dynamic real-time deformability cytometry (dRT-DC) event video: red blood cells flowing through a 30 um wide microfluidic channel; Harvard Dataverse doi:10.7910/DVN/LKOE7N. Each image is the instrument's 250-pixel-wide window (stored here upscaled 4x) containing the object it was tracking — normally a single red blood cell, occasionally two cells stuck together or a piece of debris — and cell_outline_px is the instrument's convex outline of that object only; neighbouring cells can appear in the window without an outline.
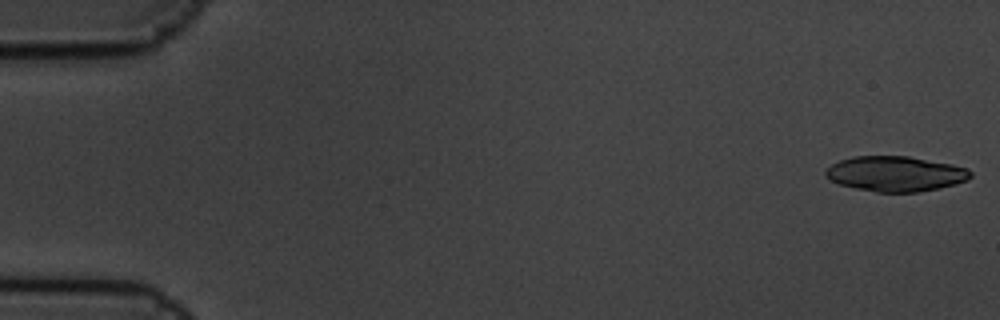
{"species": "common noctule bat (a hibernating species)", "species_latin": "Nyctalus noctula", "temperature_condition": "cold", "stored_images_in_passage": 17, "camera_frame_rate_fps": 3000, "um_per_image_px": 0.085, "animal": {"sex": "male", "body_mass_g": 19.5, "forearm_length_mm": 54.6}, "frame": {"image": 1, "passage_image": 1, "time_ms": 0.0, "image_size_px": [1000, 320], "cell_outline_px": [[972, 176], [968, 180], [940, 188], [916, 192], [876, 192], [856, 188], [840, 184], [832, 180], [824, 172], [832, 164], [840, 160], [852, 156], [908, 156], [952, 164], [968, 168], [972, 172]], "centroid_in_image_um": [76.16, 14.76], "position_along_channel_um": 8.8, "area_um2": 29.59}}
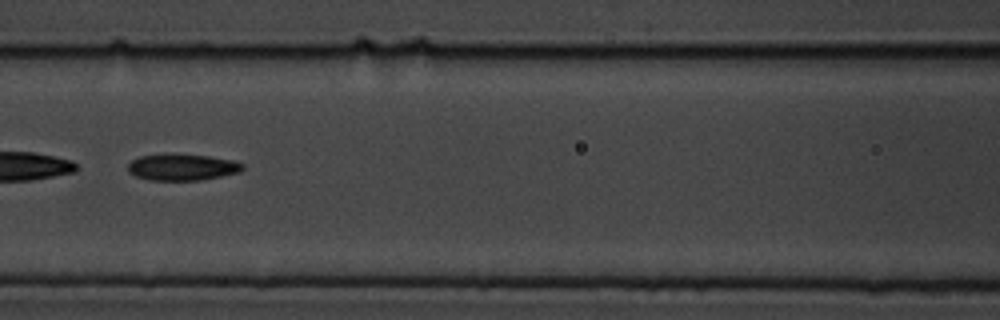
{"frame": {"image": 2, "passage_image": 8, "time_ms": 2.333, "image_size_px": [1000, 320], "cell_outline_px": [[244, 168], [240, 172], [220, 176], [196, 180], [152, 180], [136, 176], [128, 172], [128, 164], [132, 160], [140, 156], [164, 152], [176, 152], [208, 156], [232, 160], [244, 164]], "centroid_in_image_um": [15.45, 14.17], "position_along_channel_um": 151.1, "area_um2": 18.03}}